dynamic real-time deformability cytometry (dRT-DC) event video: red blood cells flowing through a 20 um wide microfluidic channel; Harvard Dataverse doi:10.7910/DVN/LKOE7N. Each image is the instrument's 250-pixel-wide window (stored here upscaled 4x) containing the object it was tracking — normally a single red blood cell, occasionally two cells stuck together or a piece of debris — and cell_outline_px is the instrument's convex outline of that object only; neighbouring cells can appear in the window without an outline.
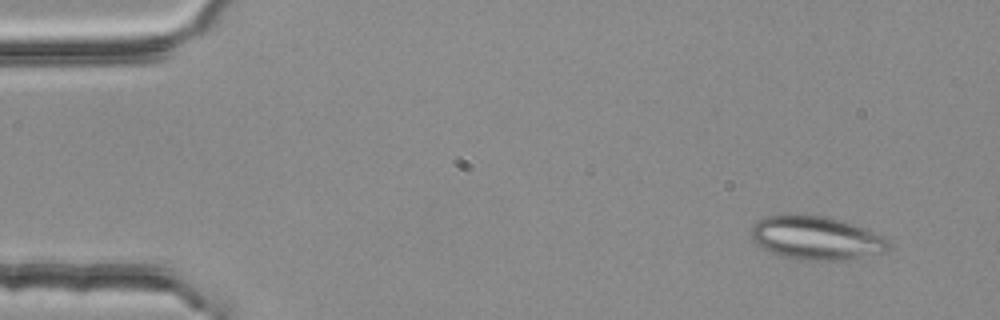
{"species": "common noctule bat (a hibernating species)", "species_latin": "Nyctalus noctula", "temperature_condition": "room temperature", "stored_images_in_passage": 34, "camera_frame_rate_fps": 3000, "um_per_image_px": 0.085, "animal": {"sex": "female", "body_mass_g": 25.1}, "frame": {"image": 1, "passage_image": 2, "time_ms": 0.333, "image_size_px": [1000, 320], "cell_outline_px": [[888, 248], [884, 252], [852, 260], [804, 260], [780, 256], [756, 244], [752, 240], [752, 228], [756, 220], [768, 216], [828, 216], [844, 220], [868, 228], [884, 236], [888, 240]], "centroid_in_image_um": [69.44, 20.24], "position_along_channel_um": 15.6, "area_um2": 34.91}}
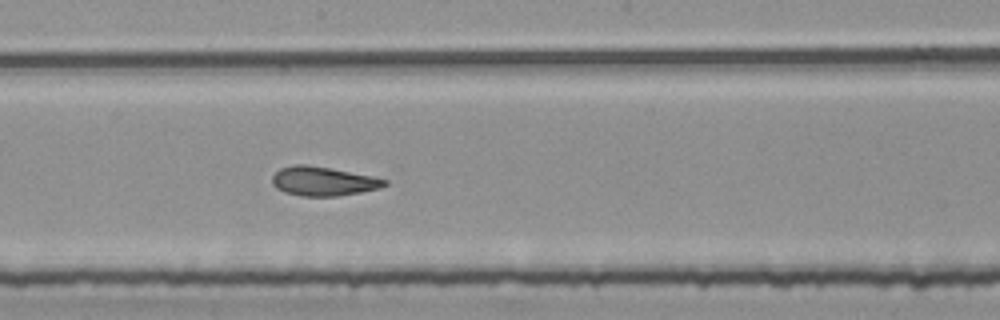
{"frame": {"image": 2, "passage_image": 27, "time_ms": 8.667, "image_size_px": [1000, 320], "cell_outline_px": [[388, 184], [380, 188], [360, 192], [336, 196], [300, 196], [284, 192], [276, 188], [272, 184], [272, 176], [280, 168], [296, 164], [304, 164], [328, 168], [372, 176], [388, 180]], "centroid_in_image_um": [27.45, 15.41], "position_along_channel_um": 220.8, "area_um2": 18.96}}
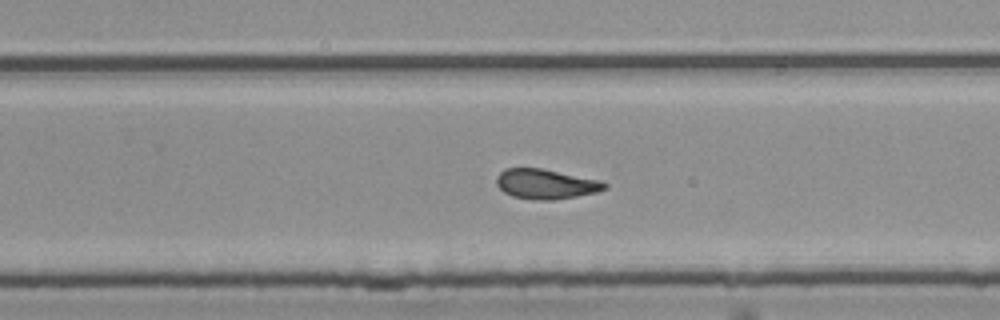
{"frame": {"image": 3, "passage_image": 32, "time_ms": 10.333, "image_size_px": [1000, 320], "cell_outline_px": [[608, 188], [596, 192], [556, 200], [536, 200], [512, 196], [504, 192], [496, 184], [496, 176], [504, 168], [540, 168], [600, 180], [608, 184]], "centroid_in_image_um": [46.38, 15.64], "position_along_channel_um": 283.4, "area_um2": 18.84}}